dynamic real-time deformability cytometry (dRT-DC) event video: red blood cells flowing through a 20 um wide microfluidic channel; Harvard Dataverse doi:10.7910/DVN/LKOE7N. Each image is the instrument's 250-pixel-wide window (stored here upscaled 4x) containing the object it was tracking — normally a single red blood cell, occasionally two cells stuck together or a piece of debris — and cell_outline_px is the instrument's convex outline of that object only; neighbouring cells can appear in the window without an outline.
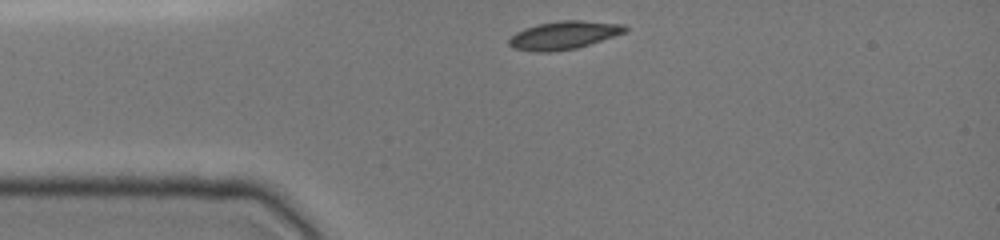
{"species": "common noctule bat (a hibernating species)", "species_latin": "Nyctalus noctula", "temperature_condition": "cold", "stored_images_in_passage": 31, "camera_frame_rate_fps": 3000, "um_per_image_px": 0.085, "animal": {"sex": "female", "body_mass_g": 19.0, "forearm_length_mm": 51.5}, "frame": {"image": 1, "passage_image": 1, "time_ms": 0.0, "image_size_px": [1000, 240], "cell_outline_px": [[628, 32], [576, 48], [552, 52], [536, 52], [512, 48], [508, 44], [508, 40], [516, 32], [524, 28], [536, 24], [560, 20], [580, 20], [624, 24], [628, 28]], "centroid_in_image_um": [47.92, 2.99], "position_along_channel_um": 37.1, "area_um2": 19.19}}
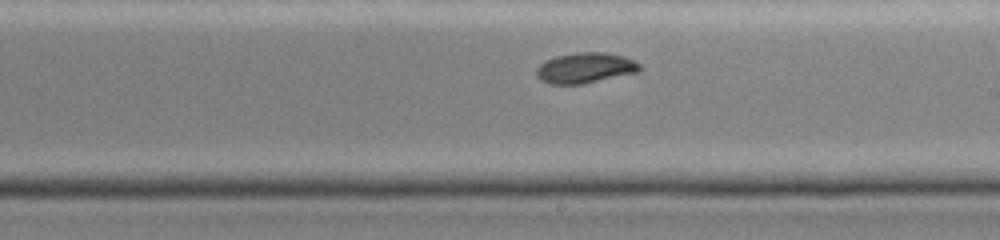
{"frame": {"image": 2, "passage_image": 18, "time_ms": 5.667, "image_size_px": [1000, 240], "cell_outline_px": [[644, 68], [640, 72], [584, 84], [548, 84], [540, 80], [536, 76], [536, 68], [544, 60], [556, 56], [576, 52], [608, 52], [624, 56], [640, 64]], "centroid_in_image_um": [49.76, 5.77], "position_along_channel_um": 239.2, "area_um2": 18.79}}
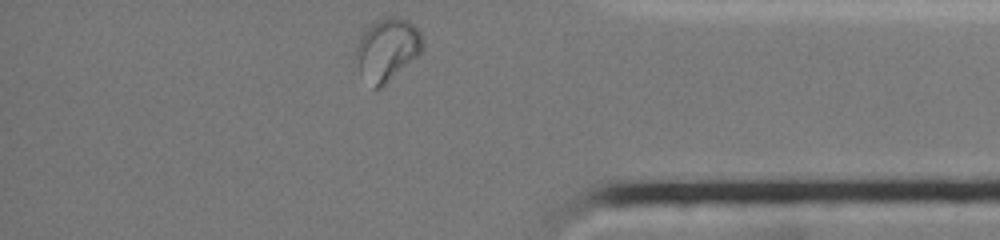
{"frame": {"image": 3, "passage_image": 31, "time_ms": 10.0, "image_size_px": [1000, 240], "cell_outline_px": [[424, 48], [416, 56], [380, 88], [372, 88], [360, 72], [356, 56], [356, 48], [360, 36], [376, 20], [388, 16], [396, 16], [408, 20], [420, 32], [424, 40]], "centroid_in_image_um": [32.92, 4.17], "position_along_channel_um": 402.3, "area_um2": 23.81}}